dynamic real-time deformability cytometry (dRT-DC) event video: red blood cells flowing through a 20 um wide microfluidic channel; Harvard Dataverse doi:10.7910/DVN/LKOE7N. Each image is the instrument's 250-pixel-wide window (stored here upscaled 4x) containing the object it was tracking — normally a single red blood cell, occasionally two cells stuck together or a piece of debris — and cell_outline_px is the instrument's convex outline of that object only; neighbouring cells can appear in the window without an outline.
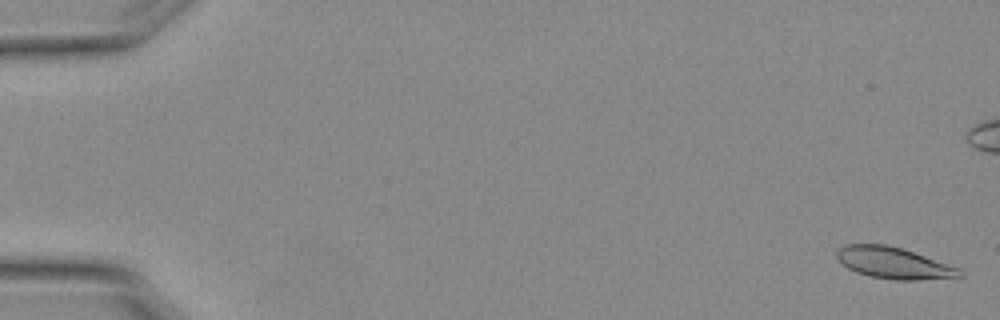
{"species": "Egyptian fruit bat (a non-hibernating species)", "species_latin": "Rousettus aegyptiacus", "temperature_condition": "warm", "stored_images_in_passage": 5, "camera_frame_rate_fps": 3000, "um_per_image_px": 0.085, "animal": {"sex": "female"}, "frame": {"image": 1, "passage_image": 1, "time_ms": 0.0, "image_size_px": [1000, 320], "cell_outline_px": [[964, 276], [916, 280], [896, 280], [868, 276], [856, 272], [848, 268], [836, 256], [836, 252], [840, 248], [848, 244], [888, 244], [960, 268], [964, 272]], "centroid_in_image_um": [75.97, 22.36], "position_along_channel_um": 9.0, "area_um2": 22.25}}